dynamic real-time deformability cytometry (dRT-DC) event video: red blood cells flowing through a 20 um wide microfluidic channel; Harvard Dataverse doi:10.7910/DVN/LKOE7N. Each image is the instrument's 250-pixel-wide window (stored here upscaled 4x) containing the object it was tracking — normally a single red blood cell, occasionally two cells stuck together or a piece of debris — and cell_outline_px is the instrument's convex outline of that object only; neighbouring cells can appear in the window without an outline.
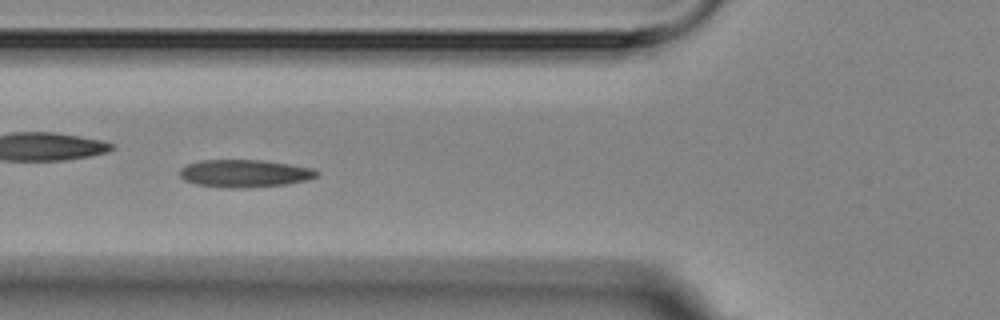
{"species": "Egyptian fruit bat (a non-hibernating species)", "species_latin": "Rousettus aegyptiacus", "temperature_condition": "room temperature", "stored_images_in_passage": 6, "camera_frame_rate_fps": 3000, "um_per_image_px": 0.085, "animal": {"sex": "female"}, "frame": {"image": 1, "passage_image": 5, "time_ms": 5.667, "image_size_px": [1000, 320], "cell_outline_px": [[320, 172], [316, 176], [308, 180], [284, 184], [244, 188], [232, 188], [196, 184], [184, 180], [180, 176], [180, 168], [188, 164], [200, 160], [264, 160], [312, 168]], "centroid_in_image_um": [20.78, 14.73], "position_along_channel_um": 105.0, "area_um2": 21.91}}